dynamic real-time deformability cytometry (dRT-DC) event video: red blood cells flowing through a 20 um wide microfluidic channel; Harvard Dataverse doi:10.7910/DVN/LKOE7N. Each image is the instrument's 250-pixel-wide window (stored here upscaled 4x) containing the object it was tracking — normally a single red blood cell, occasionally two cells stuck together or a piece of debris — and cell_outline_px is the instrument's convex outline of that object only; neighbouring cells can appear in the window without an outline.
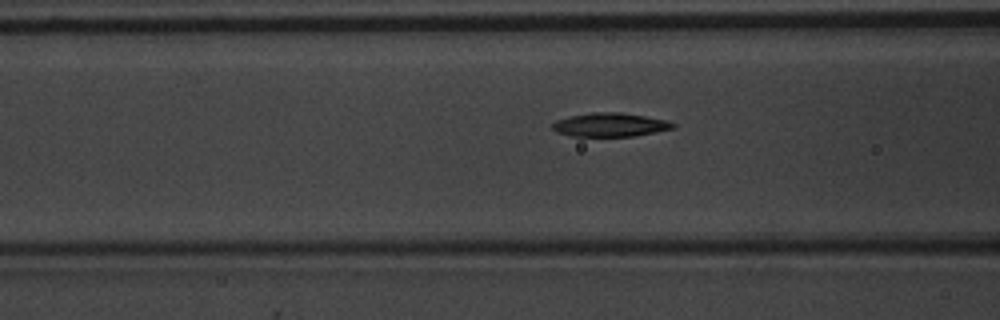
{"species": "common noctule bat (a hibernating species)", "species_latin": "Nyctalus noctula", "temperature_condition": "warm", "stored_images_in_passage": 34, "camera_frame_rate_fps": 3000, "um_per_image_px": 0.085, "animal": {"sex": "male", "body_mass_g": 20.1, "forearm_length_mm": 53.5}, "frame": {"image": 1, "passage_image": 9, "time_ms": 2.667, "image_size_px": [1000, 320], "cell_outline_px": [[676, 128], [636, 136], [572, 136], [556, 132], [552, 128], [552, 124], [556, 120], [568, 116], [592, 112], [620, 112], [644, 116], [664, 120], [676, 124]], "centroid_in_image_um": [51.84, 10.61], "position_along_channel_um": 114.8, "area_um2": 16.7}}
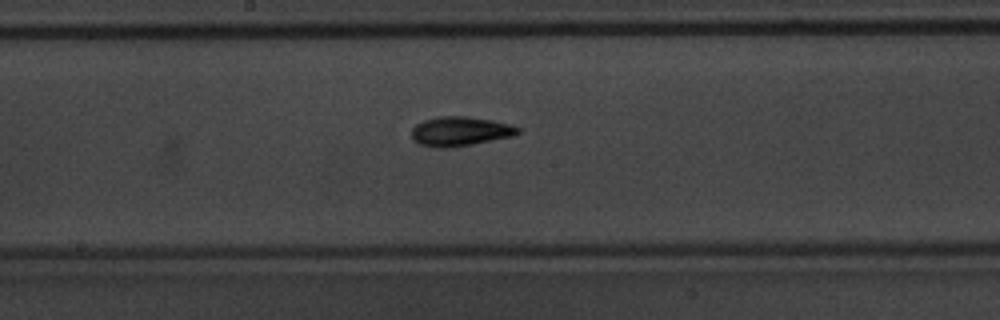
{"frame": {"image": 2, "passage_image": 16, "time_ms": 5.0, "image_size_px": [1000, 320], "cell_outline_px": [[520, 132], [512, 136], [472, 144], [444, 148], [436, 148], [420, 144], [412, 140], [412, 128], [416, 124], [424, 120], [440, 116], [468, 116], [492, 120], [512, 124], [520, 128]], "centroid_in_image_um": [39.11, 11.15], "position_along_channel_um": 209.1, "area_um2": 18.21}}
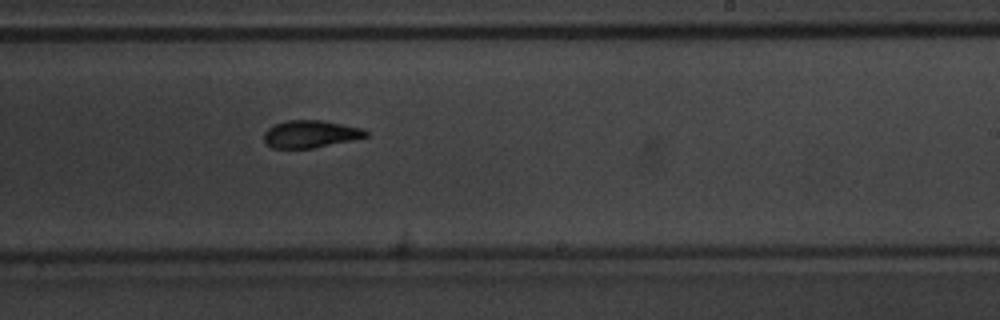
{"frame": {"image": 3, "passage_image": 20, "time_ms": 6.333, "image_size_px": [1000, 320], "cell_outline_px": [[368, 136], [352, 140], [312, 148], [272, 148], [264, 140], [264, 132], [268, 128], [276, 124], [288, 120], [320, 120], [360, 128], [368, 132]], "centroid_in_image_um": [26.36, 11.39], "position_along_channel_um": 262.6, "area_um2": 15.95}, "authors_computed_cell_mechanics": {"area_um2": 16.9932, "velocity_mm_per_s": 4.0303, "shape_relaxation_time_tau1_ms": 2.9705, "shape_relaxation_time_tau2_ms": 3.0171, "deformation_change_tau1": 0.1334, "deformation_change_tau2": 0.1047}}